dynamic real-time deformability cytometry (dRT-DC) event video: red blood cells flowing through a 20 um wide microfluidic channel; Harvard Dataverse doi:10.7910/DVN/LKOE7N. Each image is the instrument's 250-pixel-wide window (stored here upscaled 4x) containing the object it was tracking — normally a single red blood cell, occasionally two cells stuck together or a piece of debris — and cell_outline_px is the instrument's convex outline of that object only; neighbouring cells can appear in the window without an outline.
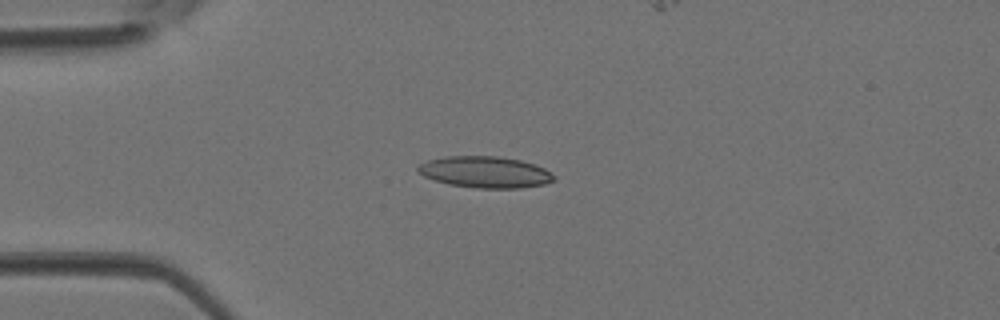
{"species": "Egyptian fruit bat (a non-hibernating species)", "species_latin": "Rousettus aegyptiacus", "temperature_condition": "room temperature", "stored_images_in_passage": 3, "camera_frame_rate_fps": 3000, "um_per_image_px": 0.085, "animal": {"sex": "female"}, "frame": {"image": 1, "passage_image": 2, "time_ms": 0.333, "image_size_px": [1000, 320], "cell_outline_px": [[556, 180], [544, 184], [520, 188], [476, 188], [448, 184], [424, 176], [416, 172], [416, 168], [420, 164], [428, 160], [444, 156], [496, 156], [520, 160], [544, 168], [556, 176]], "centroid_in_image_um": [41.22, 14.63], "position_along_channel_um": 43.8, "area_um2": 24.91}}